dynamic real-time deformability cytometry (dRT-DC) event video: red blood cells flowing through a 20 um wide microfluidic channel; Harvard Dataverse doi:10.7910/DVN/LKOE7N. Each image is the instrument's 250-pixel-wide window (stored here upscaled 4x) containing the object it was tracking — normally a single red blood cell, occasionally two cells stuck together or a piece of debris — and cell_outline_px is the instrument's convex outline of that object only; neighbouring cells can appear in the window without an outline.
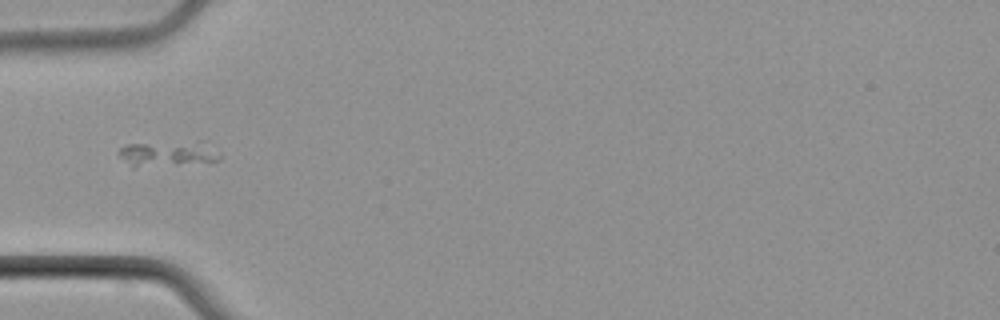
{"species": "common noctule bat (a hibernating species)", "species_latin": "Nyctalus noctula", "temperature_condition": "cold", "stored_images_in_passage": 3, "camera_frame_rate_fps": 3000, "um_per_image_px": 0.085, "animal": {"sex": "male", "body_mass_g": 21.5, "forearm_length_mm": 52.0}, "frame": {"image": 1, "passage_image": 1, "time_ms": 0.0, "image_size_px": [1000, 320], "cell_outline_px": [[220, 160], [136, 168], [132, 168], [116, 152], [120, 148], [128, 144], [144, 144], [184, 148], [220, 156]], "centroid_in_image_um": [13.7, 13.23], "position_along_channel_um": 71.3, "area_um2": 11.73}}